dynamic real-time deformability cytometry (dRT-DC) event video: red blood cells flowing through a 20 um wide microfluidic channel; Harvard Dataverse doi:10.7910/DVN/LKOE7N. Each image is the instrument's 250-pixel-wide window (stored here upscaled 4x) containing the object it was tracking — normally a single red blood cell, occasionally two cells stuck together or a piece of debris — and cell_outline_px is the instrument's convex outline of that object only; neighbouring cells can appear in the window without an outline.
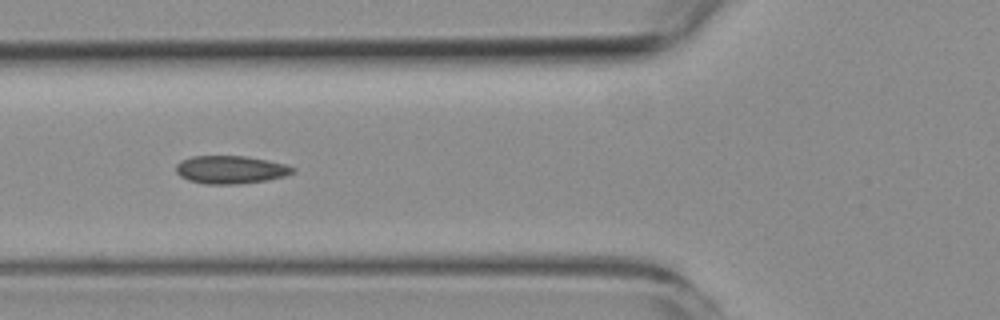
{"species": "common noctule bat (a hibernating species)", "species_latin": "Nyctalus noctula", "temperature_condition": "room temperature", "stored_images_in_passage": 12, "segment_of_instrument_passage": [1, 2], "camera_frame_rate_fps": 3000, "um_per_image_px": 0.085, "animal": {"sex": "female", "body_mass_g": 19.3, "forearm_length_mm": 54.1}, "frame": {"image": 1, "passage_image": 2, "time_ms": 1.0, "image_size_px": [1000, 320], "cell_outline_px": [[296, 172], [284, 176], [268, 180], [240, 184], [204, 184], [188, 180], [180, 176], [176, 172], [176, 164], [180, 160], [192, 156], [244, 156], [284, 164], [296, 168]], "centroid_in_image_um": [19.58, 14.43], "position_along_channel_um": 106.2, "area_um2": 19.07}}
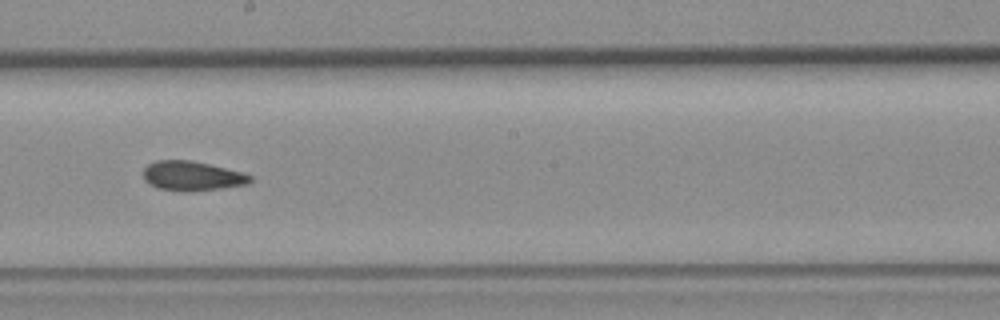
{"frame": {"image": 2, "passage_image": 5, "time_ms": 4.333, "image_size_px": [1000, 320], "cell_outline_px": [[252, 180], [248, 184], [220, 188], [188, 192], [180, 192], [156, 188], [148, 184], [144, 180], [144, 168], [148, 164], [156, 160], [188, 160], [208, 164], [244, 172], [252, 176]], "centroid_in_image_um": [16.31, 14.97], "position_along_channel_um": 231.9, "area_um2": 18.55}}
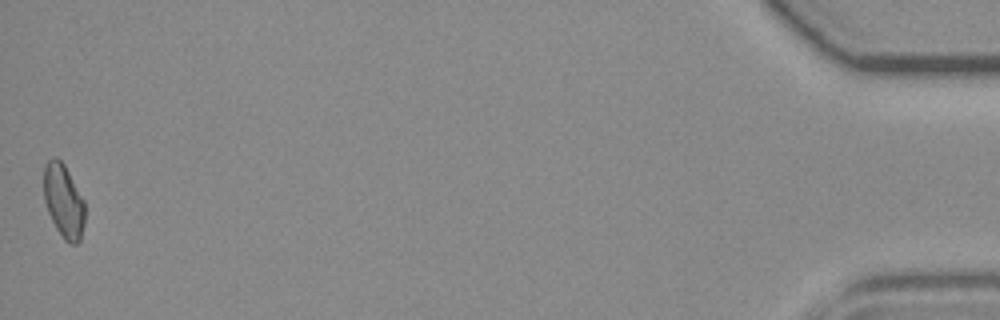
{"frame": {"image": 3, "passage_image": 11, "time_ms": 12.333, "image_size_px": [1000, 320], "cell_outline_px": [[84, 224], [80, 240], [76, 244], [68, 244], [64, 240], [56, 228], [48, 212], [44, 200], [44, 164], [52, 156], [56, 156], [64, 164], [84, 200]], "centroid_in_image_um": [5.4, 17.08], "position_along_channel_um": 429.8, "area_um2": 17.69}}